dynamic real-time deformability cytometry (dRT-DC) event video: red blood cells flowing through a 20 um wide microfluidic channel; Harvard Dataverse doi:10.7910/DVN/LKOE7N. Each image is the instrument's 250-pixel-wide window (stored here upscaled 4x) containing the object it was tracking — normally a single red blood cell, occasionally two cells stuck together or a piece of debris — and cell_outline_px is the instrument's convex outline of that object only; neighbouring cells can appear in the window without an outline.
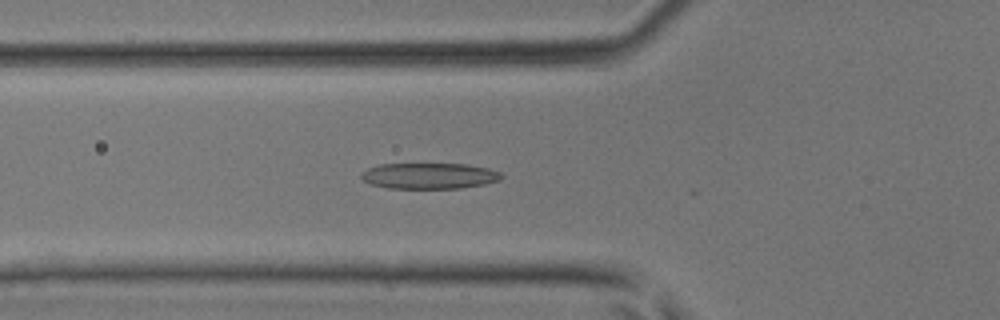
{"species": "common noctule bat (a hibernating species)", "species_latin": "Nyctalus noctula", "temperature_condition": "room temperature", "stored_images_in_passage": 21, "camera_frame_rate_fps": 3000, "um_per_image_px": 0.085, "animal": {"sex": "male", "body_mass_g": 17.9, "forearm_length_mm": 54.2}, "frame": {"image": 1, "passage_image": 5, "time_ms": 1.333, "image_size_px": [1000, 320], "cell_outline_px": [[504, 176], [500, 180], [484, 184], [460, 188], [388, 188], [372, 184], [364, 180], [360, 176], [360, 172], [368, 168], [380, 164], [464, 164], [488, 168], [500, 172]], "centroid_in_image_um": [36.49, 14.94], "position_along_channel_um": 89.3, "area_um2": 21.1}}
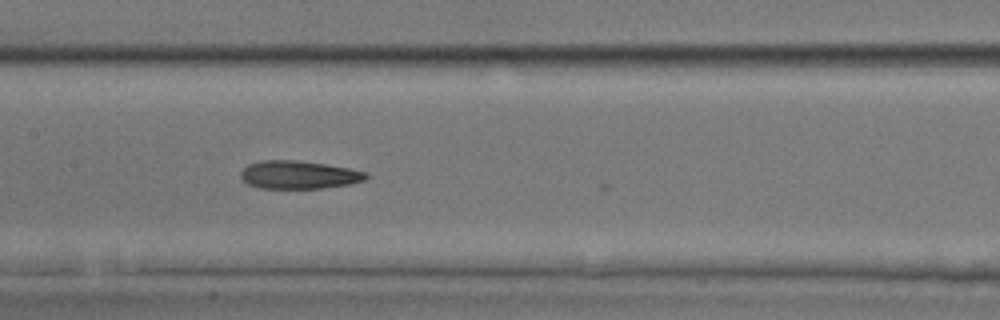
{"frame": {"image": 2, "passage_image": 11, "time_ms": 3.333, "image_size_px": [1000, 320], "cell_outline_px": [[368, 176], [364, 180], [352, 184], [320, 188], [260, 188], [248, 184], [240, 176], [240, 172], [248, 164], [264, 160], [296, 160], [324, 164], [348, 168], [368, 172]], "centroid_in_image_um": [25.4, 14.86], "position_along_channel_um": 182.0, "area_um2": 20.4}}
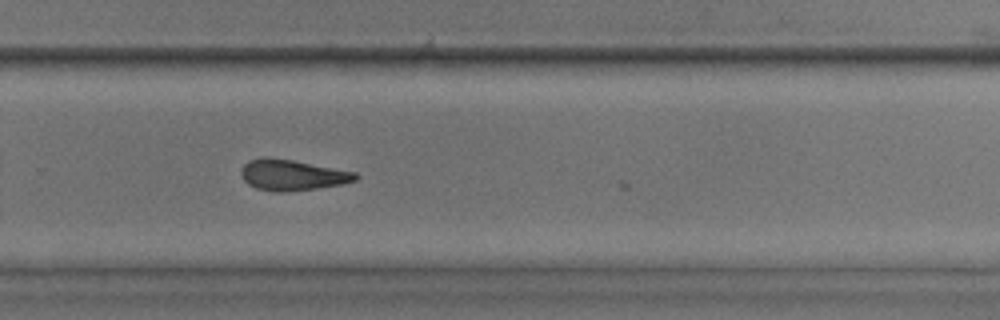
{"frame": {"image": 3, "passage_image": 19, "time_ms": 6.0, "image_size_px": [1000, 320], "cell_outline_px": [[360, 176], [356, 180], [344, 184], [316, 188], [284, 192], [272, 192], [256, 188], [248, 184], [244, 180], [240, 172], [240, 168], [248, 160], [264, 156], [292, 160], [356, 172]], "centroid_in_image_um": [24.82, 14.87], "position_along_channel_um": 305.0, "area_um2": 20.69}}